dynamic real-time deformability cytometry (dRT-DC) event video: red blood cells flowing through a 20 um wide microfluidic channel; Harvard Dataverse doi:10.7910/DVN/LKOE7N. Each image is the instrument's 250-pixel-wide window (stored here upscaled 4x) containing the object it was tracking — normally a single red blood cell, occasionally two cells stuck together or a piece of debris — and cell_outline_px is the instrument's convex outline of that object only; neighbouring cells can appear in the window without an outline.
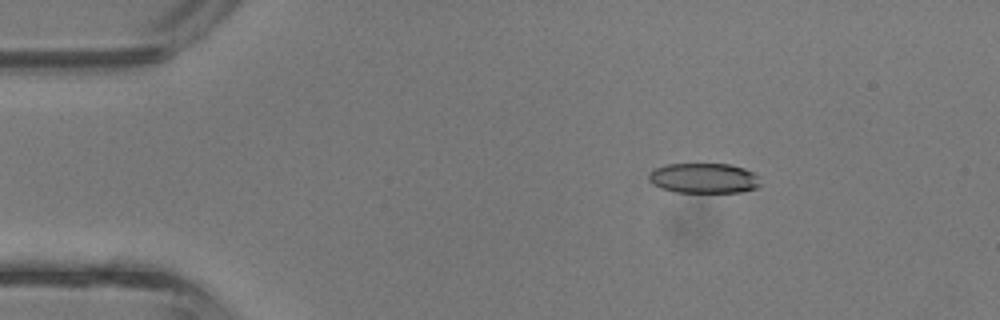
{"species": "common noctule bat (a hibernating species)", "species_latin": "Nyctalus noctula", "temperature_condition": "room temperature", "stored_images_in_passage": 4, "camera_frame_rate_fps": 3000, "um_per_image_px": 0.085, "animal": {"sex": "male", "body_mass_g": 13.3}, "frame": {"image": 1, "passage_image": 2, "time_ms": 0.333, "image_size_px": [1000, 320], "cell_outline_px": [[760, 184], [756, 188], [740, 192], [676, 192], [660, 188], [652, 184], [648, 180], [648, 172], [656, 168], [668, 164], [728, 164], [744, 168], [752, 172], [756, 176]], "centroid_in_image_um": [59.77, 15.15], "position_along_channel_um": 25.2, "area_um2": 19.54}}